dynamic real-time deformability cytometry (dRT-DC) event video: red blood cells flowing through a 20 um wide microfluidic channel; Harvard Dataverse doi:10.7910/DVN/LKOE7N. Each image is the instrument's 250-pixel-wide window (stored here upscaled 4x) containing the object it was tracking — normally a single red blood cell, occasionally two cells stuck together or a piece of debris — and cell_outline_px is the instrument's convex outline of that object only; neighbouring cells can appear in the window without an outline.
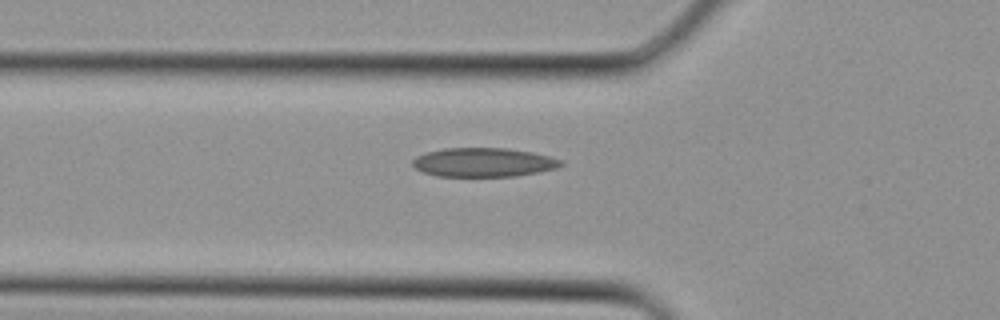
{"species": "Egyptian fruit bat (a non-hibernating species)", "species_latin": "Rousettus aegyptiacus", "temperature_condition": "cold", "stored_images_in_passage": 3, "camera_frame_rate_fps": 3000, "um_per_image_px": 0.085, "animal": {"sex": "female"}, "frame": {"image": 1, "passage_image": 2, "time_ms": 0.333, "image_size_px": [1000, 320], "cell_outline_px": [[564, 164], [556, 168], [540, 172], [516, 176], [436, 176], [424, 172], [416, 168], [412, 164], [412, 160], [416, 156], [428, 152], [444, 148], [508, 148], [532, 152], [548, 156], [560, 160]], "centroid_in_image_um": [41.1, 13.8], "position_along_channel_um": 84.7, "area_um2": 24.97}}